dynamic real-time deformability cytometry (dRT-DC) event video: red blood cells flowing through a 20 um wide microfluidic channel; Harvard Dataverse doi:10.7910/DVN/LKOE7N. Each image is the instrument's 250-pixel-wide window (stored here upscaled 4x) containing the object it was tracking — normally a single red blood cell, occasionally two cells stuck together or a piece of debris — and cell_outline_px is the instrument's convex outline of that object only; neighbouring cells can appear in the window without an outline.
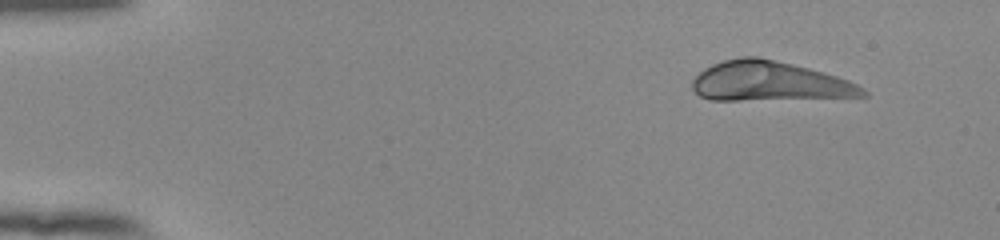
{"species": "human", "species_latin": "Homo sapiens", "temperature_condition": "room temperature", "stored_images_in_passage": 37, "camera_frame_rate_fps": 3000, "um_per_image_px": 0.085, "donor": {"sex": "female"}, "frame": {"image": 1, "passage_image": 1, "time_ms": 0.0, "image_size_px": [1000, 240], "cell_outline_px": [[868, 96], [740, 100], [708, 100], [700, 96], [692, 88], [692, 80], [704, 68], [712, 64], [724, 60], [740, 56], [756, 56], [792, 64], [824, 72], [848, 80], [864, 88], [868, 92]], "centroid_in_image_um": [65.36, 6.91], "position_along_channel_um": 19.6, "area_um2": 39.13}}
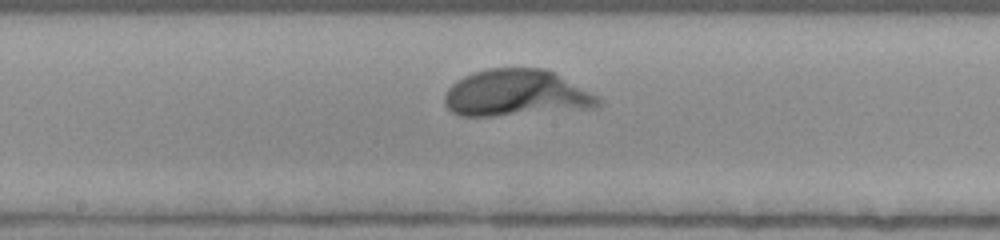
{"frame": {"image": 2, "passage_image": 22, "time_ms": 7.0, "image_size_px": [1000, 240], "cell_outline_px": [[600, 104], [596, 108], [492, 116], [460, 116], [452, 112], [444, 104], [444, 96], [448, 88], [456, 80], [464, 76], [488, 68], [544, 68], [552, 72], [596, 96], [600, 100]], "centroid_in_image_um": [43.81, 7.93], "position_along_channel_um": 204.4, "area_um2": 41.27}}
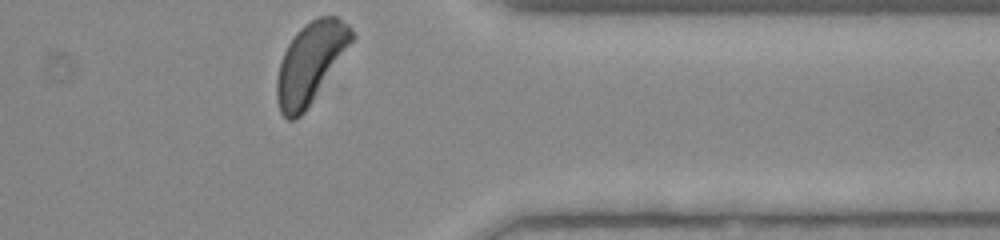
{"frame": {"image": 3, "passage_image": 37, "time_ms": 12.0, "image_size_px": [1000, 240], "cell_outline_px": [[356, 36], [304, 112], [300, 116], [292, 120], [288, 120], [280, 112], [276, 96], [276, 80], [280, 60], [288, 44], [296, 32], [304, 24], [320, 16], [336, 16], [348, 24]], "centroid_in_image_um": [26.36, 5.32], "position_along_channel_um": 385.0, "area_um2": 34.62}, "authors_computed_cell_mechanics": {"area_um2": 41.2114, "velocity_mm_per_s": 3.7998, "shape_relaxation_time_tau1_ms": 3.1429, "shape_relaxation_time_tau2_ms": null, "deformation_change_tau1": 0.2254, "deformation_change_tau2": null}}